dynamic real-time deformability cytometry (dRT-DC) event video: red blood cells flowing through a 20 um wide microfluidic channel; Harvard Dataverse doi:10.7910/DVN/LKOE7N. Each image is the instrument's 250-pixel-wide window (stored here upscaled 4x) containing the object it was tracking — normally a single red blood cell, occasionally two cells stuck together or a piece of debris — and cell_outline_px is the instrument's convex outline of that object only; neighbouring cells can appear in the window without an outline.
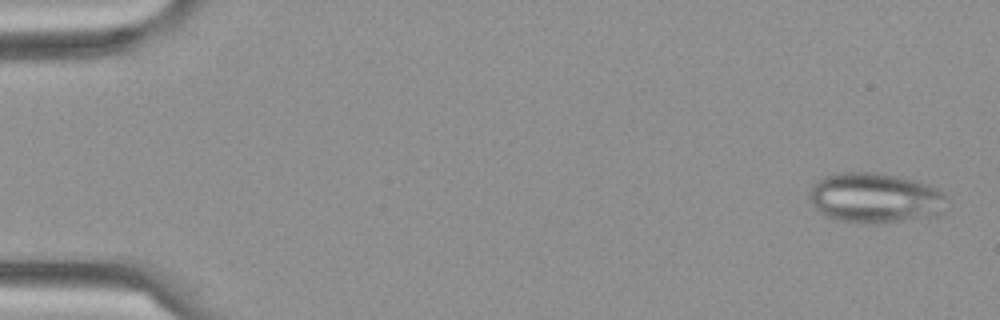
{"species": "Egyptian fruit bat (a non-hibernating species)", "species_latin": "Rousettus aegyptiacus", "temperature_condition": "cold", "stored_images_in_passage": 10, "camera_frame_rate_fps": 3000, "um_per_image_px": 0.085, "frame": {"image": 1, "passage_image": 1, "time_ms": 0.0, "image_size_px": [1000, 320], "cell_outline_px": [[948, 196], [944, 212], [940, 216], [884, 224], [876, 224], [840, 220], [828, 216], [820, 212], [812, 204], [808, 196], [808, 192], [812, 184], [816, 180], [824, 176], [840, 172], [876, 172], [916, 180], [928, 184], [944, 192]], "centroid_in_image_um": [74.44, 16.83], "position_along_channel_um": 10.6, "area_um2": 41.04}}
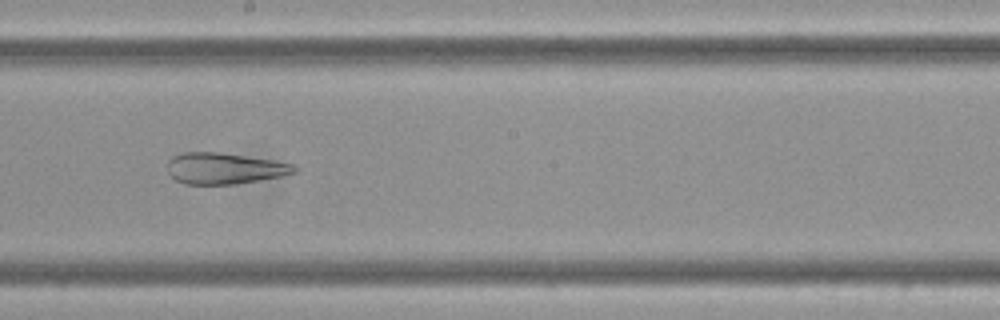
{"frame": {"image": 2, "passage_image": 9, "time_ms": 2.667, "image_size_px": [1000, 320], "cell_outline_px": [[300, 168], [296, 172], [280, 176], [236, 184], [184, 184], [176, 180], [168, 172], [168, 160], [172, 156], [184, 152], [216, 152], [272, 160], [296, 164]], "centroid_in_image_um": [19.09, 14.31], "position_along_channel_um": 229.1, "area_um2": 23.0}}